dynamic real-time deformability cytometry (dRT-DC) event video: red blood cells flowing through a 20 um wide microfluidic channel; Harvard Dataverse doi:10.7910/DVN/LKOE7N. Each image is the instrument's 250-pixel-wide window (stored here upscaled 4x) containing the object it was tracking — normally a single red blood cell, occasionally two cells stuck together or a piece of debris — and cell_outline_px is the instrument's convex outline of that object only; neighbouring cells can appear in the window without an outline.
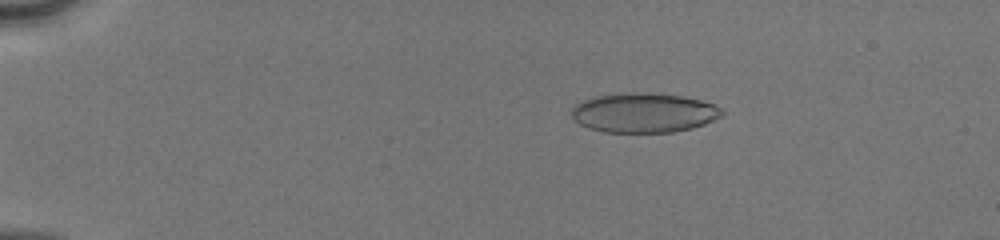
{"species": "human", "species_latin": "Homo sapiens", "temperature_condition": "cold", "stored_images_in_passage": 51, "camera_frame_rate_fps": 3000, "um_per_image_px": 0.085, "donor": {"sex": "male"}, "frame": {"image": 1, "passage_image": 10, "time_ms": 3.0, "image_size_px": [1000, 240], "cell_outline_px": [[724, 116], [704, 124], [692, 128], [672, 132], [604, 132], [588, 128], [580, 124], [572, 116], [572, 108], [576, 104], [584, 100], [596, 96], [632, 92], [644, 92], [684, 96], [716, 104], [724, 112]], "centroid_in_image_um": [54.77, 9.58], "position_along_channel_um": 30.2, "area_um2": 34.74}}
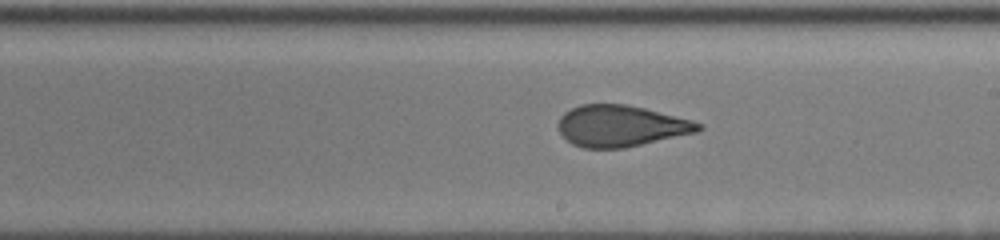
{"frame": {"image": 2, "passage_image": 31, "time_ms": 10.0, "image_size_px": [1000, 240], "cell_outline_px": [[704, 128], [696, 132], [624, 148], [584, 148], [572, 144], [560, 132], [556, 124], [560, 116], [564, 112], [580, 104], [624, 104], [644, 108], [692, 120], [704, 124]], "centroid_in_image_um": [52.75, 10.7], "position_along_channel_um": 236.2, "area_um2": 33.7}}
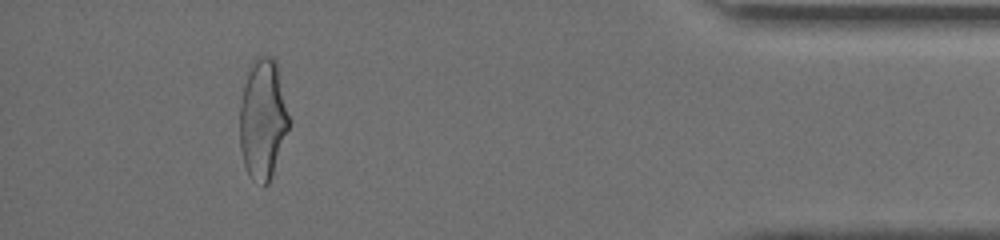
{"frame": {"image": 3, "passage_image": 47, "time_ms": 15.333, "image_size_px": [1000, 240], "cell_outline_px": [[292, 120], [268, 184], [264, 188], [252, 180], [248, 176], [244, 164], [240, 148], [240, 104], [244, 84], [248, 72], [256, 60], [260, 56], [272, 56], [276, 60]], "centroid_in_image_um": [22.36, 10.16], "position_along_channel_um": 412.8, "area_um2": 34.85}, "authors_computed_cell_mechanics": {"area_um2": 35.1424, "velocity_mm_per_s": 4.1608, "shape_relaxation_time_tau1_ms": 6.4548, "shape_relaxation_time_tau2_ms": 1.3491, "deformation_change_tau1": 0.1961, "deformation_change_tau2": 0.083}}